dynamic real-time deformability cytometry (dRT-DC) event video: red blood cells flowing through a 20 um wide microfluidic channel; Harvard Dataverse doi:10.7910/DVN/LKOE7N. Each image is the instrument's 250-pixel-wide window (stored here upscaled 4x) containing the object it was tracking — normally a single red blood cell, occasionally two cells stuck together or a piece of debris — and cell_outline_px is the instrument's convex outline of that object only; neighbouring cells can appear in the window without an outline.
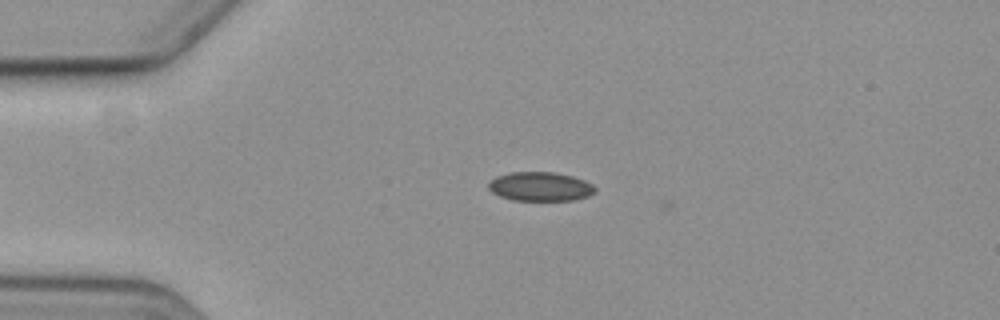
{"species": "common noctule bat (a hibernating species)", "species_latin": "Nyctalus noctula", "temperature_condition": "cold", "stored_images_in_passage": 2, "camera_frame_rate_fps": 3000, "um_per_image_px": 0.085, "animal": {"sex": "female", "body_mass_g": 19.3, "forearm_length_mm": 54.1}, "frame": {"image": 1, "passage_image": 1, "time_ms": 0.0, "image_size_px": [1000, 320], "cell_outline_px": [[596, 192], [588, 196], [572, 200], [512, 200], [500, 196], [492, 192], [488, 188], [488, 180], [496, 176], [508, 172], [556, 172], [572, 176], [584, 180], [592, 184], [596, 188]], "centroid_in_image_um": [45.9, 15.84], "position_along_channel_um": 39.1, "area_um2": 18.21}}